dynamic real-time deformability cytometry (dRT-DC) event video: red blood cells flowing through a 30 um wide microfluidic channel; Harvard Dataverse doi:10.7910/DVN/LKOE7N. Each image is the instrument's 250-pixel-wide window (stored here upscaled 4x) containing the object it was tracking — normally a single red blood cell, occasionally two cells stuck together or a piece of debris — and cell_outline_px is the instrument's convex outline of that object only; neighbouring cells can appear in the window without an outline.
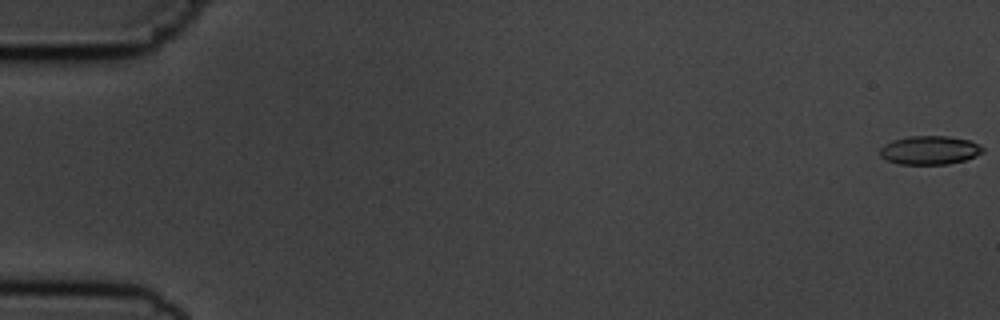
{"species": "common noctule bat (a hibernating species)", "species_latin": "Nyctalus noctula", "temperature_condition": "cold", "stored_images_in_passage": 6, "camera_frame_rate_fps": 3000, "um_per_image_px": 0.085, "animal": {"sex": "male", "body_mass_g": 19.5, "forearm_length_mm": 54.6}, "frame": {"image": 1, "passage_image": 1, "time_ms": 0.0, "image_size_px": [1000, 320], "cell_outline_px": [[984, 152], [976, 156], [964, 160], [948, 164], [896, 164], [880, 156], [880, 148], [884, 144], [892, 140], [908, 136], [948, 136], [968, 140], [984, 148]], "centroid_in_image_um": [79.0, 12.76], "position_along_channel_um": 6.0, "area_um2": 17.17}}
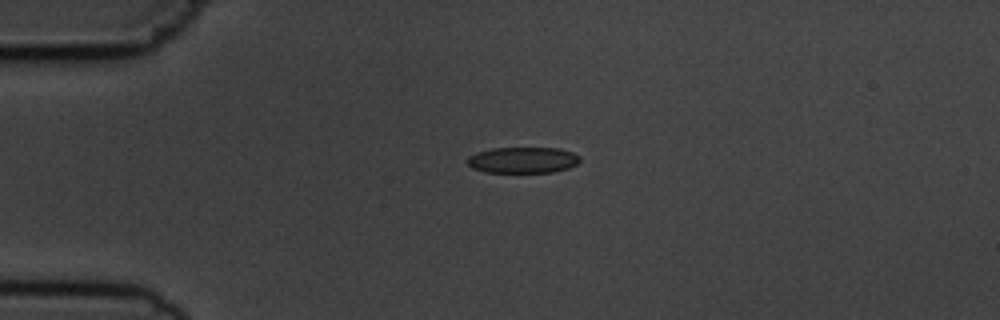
{"frame": {"image": 2, "passage_image": 4, "time_ms": 4.333, "image_size_px": [1000, 320], "cell_outline_px": [[580, 160], [576, 164], [568, 168], [552, 172], [484, 172], [472, 168], [468, 164], [468, 156], [476, 152], [492, 148], [560, 148], [572, 152], [580, 156]], "centroid_in_image_um": [44.43, 13.6], "position_along_channel_um": 40.6, "area_um2": 17.11}}
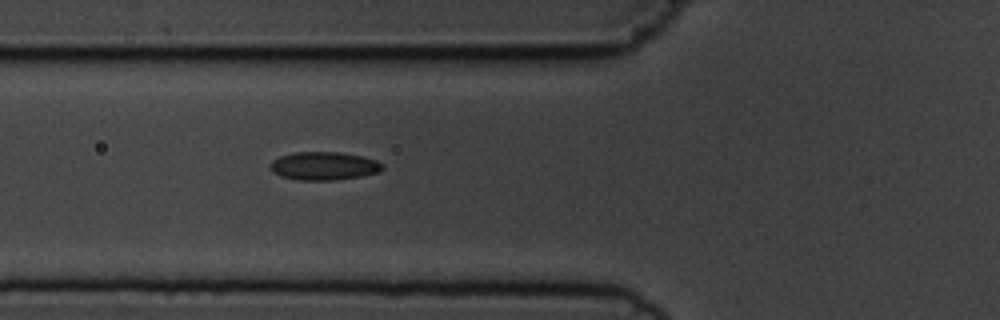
{"frame": {"image": 3, "passage_image": 6, "time_ms": 6.667, "image_size_px": [1000, 320], "cell_outline_px": [[384, 168], [380, 172], [360, 176], [332, 180], [300, 180], [280, 176], [272, 172], [272, 160], [280, 156], [296, 152], [340, 152], [360, 156], [376, 160], [384, 164]], "centroid_in_image_um": [27.56, 14.1], "position_along_channel_um": 98.2, "area_um2": 18.32}}